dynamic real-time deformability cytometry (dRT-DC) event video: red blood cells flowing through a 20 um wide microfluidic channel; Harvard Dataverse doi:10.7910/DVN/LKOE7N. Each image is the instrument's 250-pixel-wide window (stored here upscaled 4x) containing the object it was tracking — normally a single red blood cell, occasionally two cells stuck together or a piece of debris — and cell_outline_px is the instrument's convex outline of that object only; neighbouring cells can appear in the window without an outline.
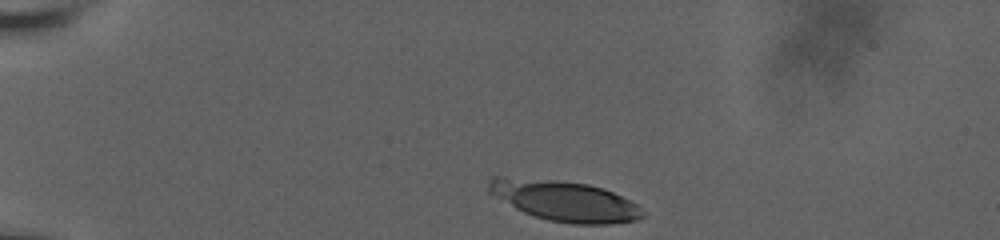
{"species": "human", "species_latin": "Homo sapiens", "temperature_condition": "room temperature", "stored_images_in_passage": 43, "camera_frame_rate_fps": 3000, "um_per_image_px": 0.085, "donor": {"sex": "male"}, "frame": {"image": 1, "passage_image": 1, "time_ms": 0.0, "image_size_px": [1000, 240], "cell_outline_px": [[644, 216], [636, 220], [608, 224], [572, 224], [548, 220], [524, 212], [516, 208], [488, 192], [488, 184], [492, 176], [504, 176], [560, 180], [588, 184], [612, 192], [636, 204], [644, 212]], "centroid_in_image_um": [47.96, 17.06], "position_along_channel_um": 37.0, "area_um2": 36.07}}
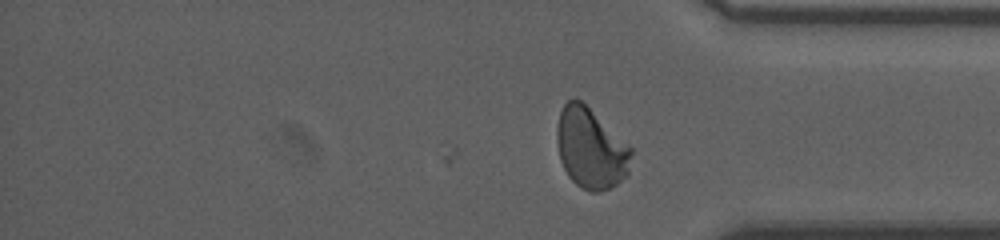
{"frame": {"image": 2, "passage_image": 43, "time_ms": 11.667, "image_size_px": [1000, 240], "cell_outline_px": [[632, 152], [628, 176], [616, 184], [600, 192], [592, 192], [580, 188], [568, 176], [560, 160], [556, 140], [556, 128], [560, 112], [564, 104], [572, 96], [580, 100], [628, 144], [632, 148]], "centroid_in_image_um": [50.2, 12.63], "position_along_channel_um": 385.0, "area_um2": 34.91}}